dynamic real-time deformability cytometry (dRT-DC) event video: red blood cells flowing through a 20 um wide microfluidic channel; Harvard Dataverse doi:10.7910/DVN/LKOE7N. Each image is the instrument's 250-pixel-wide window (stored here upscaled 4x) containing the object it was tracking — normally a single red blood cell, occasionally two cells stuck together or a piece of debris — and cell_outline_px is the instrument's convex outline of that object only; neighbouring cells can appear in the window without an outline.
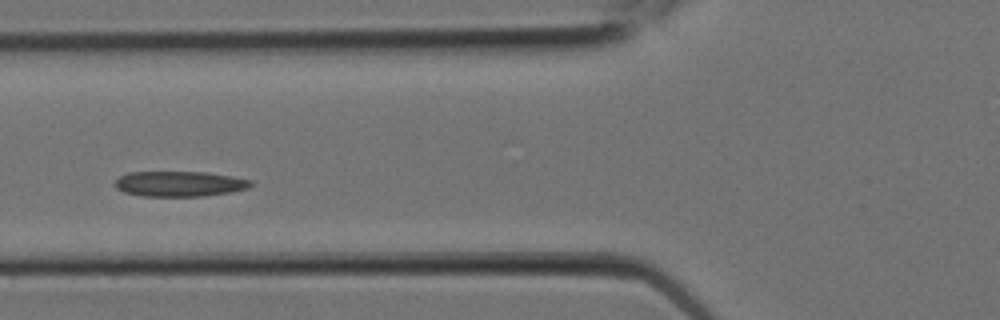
{"species": "Egyptian fruit bat (a non-hibernating species)", "species_latin": "Rousettus aegyptiacus", "temperature_condition": "room temperature", "stored_images_in_passage": 8, "camera_frame_rate_fps": 3000, "um_per_image_px": 0.085, "animal": {"sex": "female"}, "frame": {"image": 1, "passage_image": 6, "time_ms": 1.667, "image_size_px": [1000, 320], "cell_outline_px": [[252, 184], [248, 188], [232, 192], [204, 196], [144, 196], [124, 192], [116, 188], [112, 184], [120, 176], [128, 172], [208, 172], [232, 176], [252, 180]], "centroid_in_image_um": [15.26, 15.62], "position_along_channel_um": 110.5, "area_um2": 20.17}}
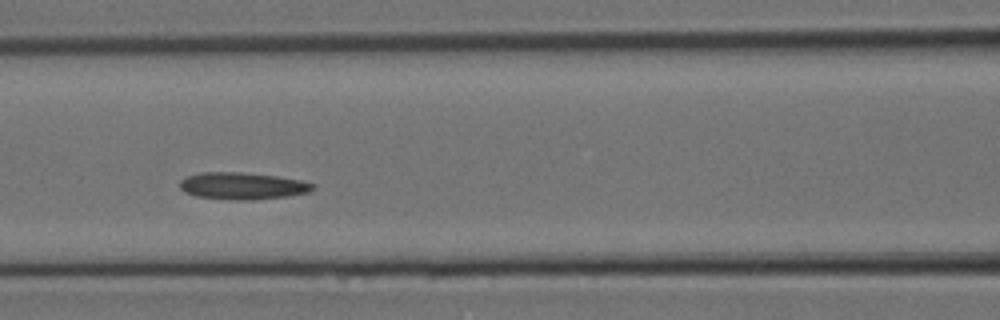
{"frame": {"image": 2, "passage_image": 7, "time_ms": 2.0, "image_size_px": [1000, 320], "cell_outline_px": [[316, 188], [308, 192], [288, 196], [252, 200], [232, 200], [196, 196], [184, 192], [180, 188], [180, 180], [184, 176], [200, 172], [240, 172], [276, 176], [300, 180], [316, 184]], "centroid_in_image_um": [20.59, 15.8], "position_along_channel_um": 146.0, "area_um2": 21.1}}
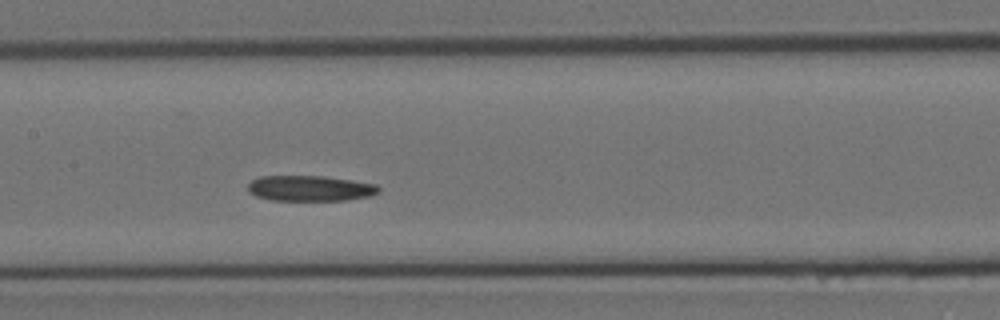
{"frame": {"image": 3, "passage_image": 8, "time_ms": 2.333, "image_size_px": [1000, 320], "cell_outline_px": [[380, 192], [372, 196], [348, 200], [272, 200], [256, 196], [248, 192], [248, 184], [252, 180], [260, 176], [324, 176], [352, 180], [376, 184], [380, 188]], "centroid_in_image_um": [26.38, 16.01], "position_along_channel_um": 181.0, "area_um2": 19.59}}